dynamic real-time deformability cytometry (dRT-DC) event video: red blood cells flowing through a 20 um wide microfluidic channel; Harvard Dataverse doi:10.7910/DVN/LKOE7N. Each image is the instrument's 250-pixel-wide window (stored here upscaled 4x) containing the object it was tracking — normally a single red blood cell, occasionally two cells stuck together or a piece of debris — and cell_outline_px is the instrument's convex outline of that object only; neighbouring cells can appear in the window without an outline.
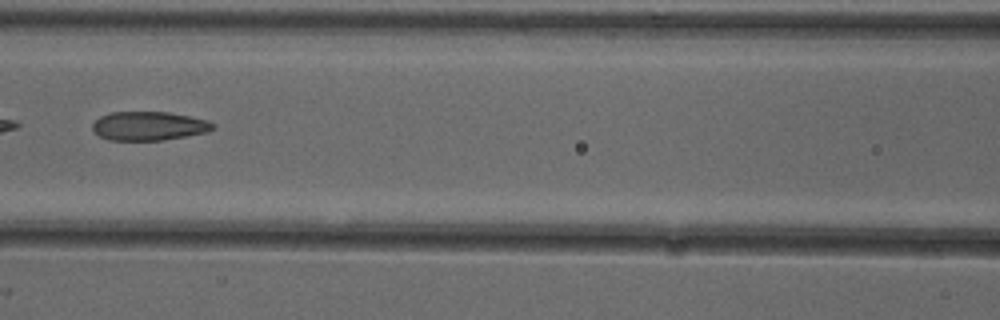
{"species": "common noctule bat (a hibernating species)", "species_latin": "Nyctalus noctula", "temperature_condition": "cold", "stored_images_in_passage": 7, "camera_frame_rate_fps": 3000, "um_per_image_px": 0.085, "animal": {"sex": "female"}, "frame": {"image": 1, "passage_image": 6, "time_ms": 1.667, "image_size_px": [1000, 320], "cell_outline_px": [[216, 128], [208, 132], [164, 140], [108, 140], [92, 132], [92, 124], [100, 116], [112, 112], [168, 112], [208, 120], [216, 124]], "centroid_in_image_um": [12.66, 10.71], "position_along_channel_um": 153.9, "area_um2": 20.4}}
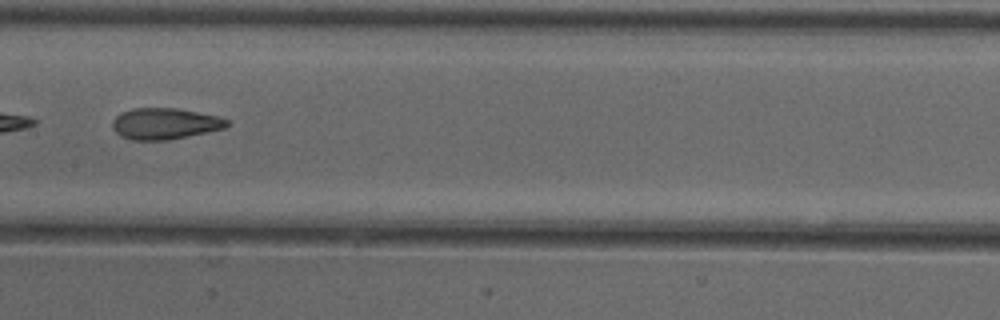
{"frame": {"image": 2, "passage_image": 7, "time_ms": 2.0, "image_size_px": [1000, 320], "cell_outline_px": [[228, 124], [224, 128], [168, 140], [132, 140], [120, 136], [112, 128], [112, 120], [120, 112], [132, 108], [176, 108], [216, 116], [228, 120]], "centroid_in_image_um": [13.94, 10.51], "position_along_channel_um": 193.5, "area_um2": 20.69}}